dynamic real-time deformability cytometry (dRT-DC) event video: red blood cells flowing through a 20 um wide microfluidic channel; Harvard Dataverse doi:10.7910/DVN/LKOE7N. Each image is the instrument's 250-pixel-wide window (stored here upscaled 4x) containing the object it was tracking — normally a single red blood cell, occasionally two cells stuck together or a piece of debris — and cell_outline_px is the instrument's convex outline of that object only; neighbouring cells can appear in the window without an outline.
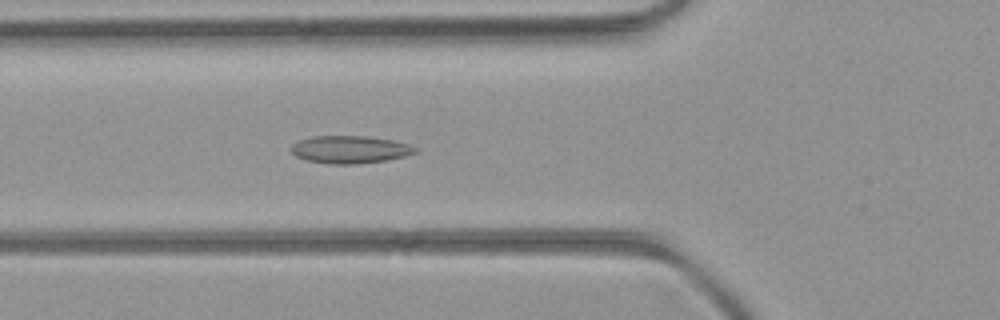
{"species": "common noctule bat (a hibernating species)", "species_latin": "Nyctalus noctula", "temperature_condition": "room temperature", "stored_images_in_passage": 52, "camera_frame_rate_fps": 3000, "um_per_image_px": 0.085, "animal": {"sex": "female", "body_mass_g": 21.9}, "frame": {"image": 1, "passage_image": 18, "time_ms": 5.667, "image_size_px": [1000, 320], "cell_outline_px": [[416, 152], [404, 156], [388, 160], [356, 164], [328, 164], [308, 160], [296, 156], [292, 152], [292, 144], [300, 140], [312, 136], [368, 136], [392, 140], [408, 144], [416, 148]], "centroid_in_image_um": [29.74, 12.71], "position_along_channel_um": 96.1, "area_um2": 19.83}}
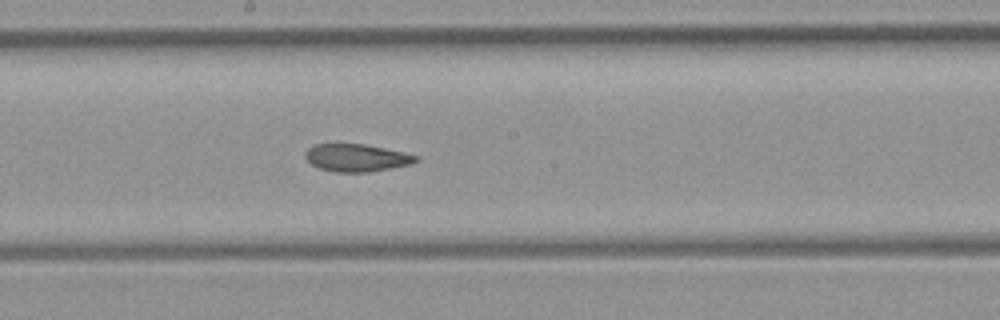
{"frame": {"image": 2, "passage_image": 27, "time_ms": 8.667, "image_size_px": [1000, 320], "cell_outline_px": [[420, 160], [412, 164], [392, 168], [368, 172], [336, 172], [320, 168], [312, 164], [304, 156], [304, 152], [308, 148], [316, 144], [364, 144], [404, 152], [420, 156]], "centroid_in_image_um": [30.35, 13.41], "position_along_channel_um": 217.9, "area_um2": 17.8}}
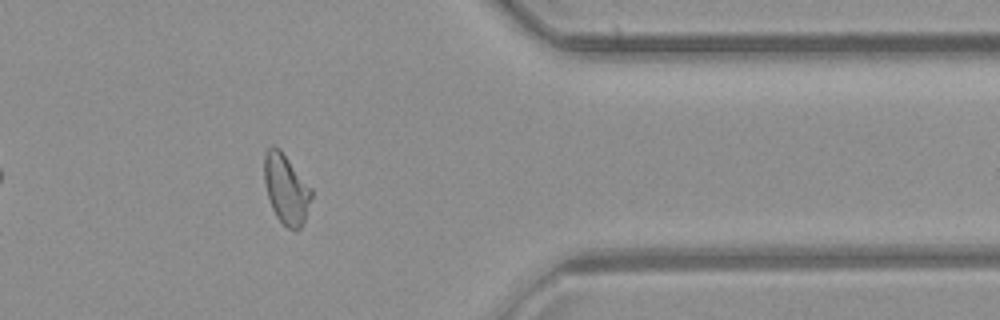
{"frame": {"image": 3, "passage_image": 41, "time_ms": 13.333, "image_size_px": [1000, 320], "cell_outline_px": [[312, 196], [304, 220], [300, 228], [288, 228], [276, 216], [272, 208], [268, 196], [264, 180], [264, 156], [268, 148], [272, 144], [280, 148], [312, 188]], "centroid_in_image_um": [24.31, 16.01], "position_along_channel_um": 387.1, "area_um2": 19.02}, "authors_computed_cell_mechanics": {"area_um2": 19.3052, "velocity_mm_per_s": 4.0376, "shape_relaxation_time_tau1_ms": null, "shape_relaxation_time_tau2_ms": 2.2559, "deformation_change_tau1": null, "deformation_change_tau2": 0.0789}}